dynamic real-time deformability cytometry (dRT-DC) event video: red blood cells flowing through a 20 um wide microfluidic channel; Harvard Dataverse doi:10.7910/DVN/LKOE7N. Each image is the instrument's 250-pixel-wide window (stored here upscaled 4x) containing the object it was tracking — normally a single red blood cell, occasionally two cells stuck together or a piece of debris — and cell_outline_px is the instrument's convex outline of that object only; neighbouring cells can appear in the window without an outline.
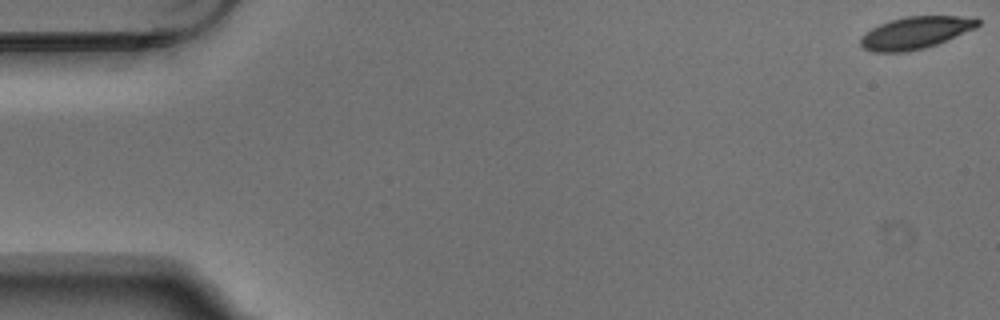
{"species": "Egyptian fruit bat (a non-hibernating species)", "species_latin": "Rousettus aegyptiacus", "temperature_condition": "warm", "stored_images_in_passage": 2, "camera_frame_rate_fps": 3000, "um_per_image_px": 0.085, "animal": {"sex": "male"}, "frame": {"image": 1, "passage_image": 1, "time_ms": 0.0, "image_size_px": [1000, 320], "cell_outline_px": [[980, 24], [976, 28], [936, 44], [924, 48], [908, 52], [872, 52], [864, 48], [860, 44], [860, 40], [872, 28], [880, 24], [904, 16], [976, 16], [980, 20]], "centroid_in_image_um": [77.87, 2.77], "position_along_channel_um": 7.1, "area_um2": 21.91}}
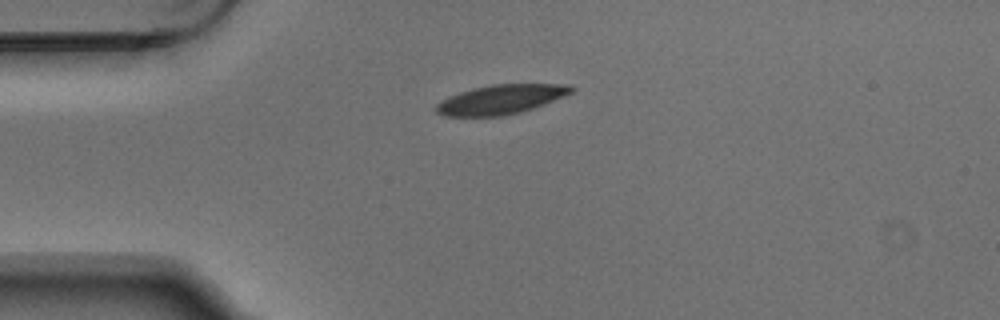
{"frame": {"image": 2, "passage_image": 2, "time_ms": 0.333, "image_size_px": [1000, 320], "cell_outline_px": [[576, 88], [572, 92], [532, 108], [520, 112], [500, 116], [444, 116], [436, 112], [436, 104], [440, 100], [448, 96], [472, 88], [492, 84], [572, 84]], "centroid_in_image_um": [42.54, 8.44], "position_along_channel_um": 42.5, "area_um2": 23.0}}